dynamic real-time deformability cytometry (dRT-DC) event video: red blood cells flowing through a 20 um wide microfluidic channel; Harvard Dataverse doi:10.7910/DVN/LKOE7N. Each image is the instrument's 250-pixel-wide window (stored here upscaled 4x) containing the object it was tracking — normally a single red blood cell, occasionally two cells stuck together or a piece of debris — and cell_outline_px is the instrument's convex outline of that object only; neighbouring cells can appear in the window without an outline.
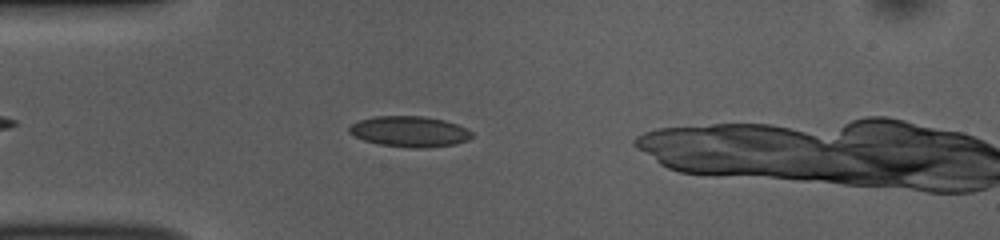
{"species": "common noctule bat (a hibernating species)", "species_latin": "Nyctalus noctula", "temperature_condition": "room temperature", "stored_images_in_passage": 9, "camera_frame_rate_fps": 3000, "um_per_image_px": 0.085, "animal": {"sex": "female", "body_mass_g": 10.0, "forearm_length_mm": 53.1}, "frame": {"image": 1, "passage_image": 7, "time_ms": 2.0, "image_size_px": [1000, 240], "cell_outline_px": [[472, 136], [468, 140], [456, 144], [424, 148], [412, 148], [380, 144], [364, 140], [348, 132], [348, 128], [352, 124], [360, 120], [376, 116], [424, 116], [444, 120], [456, 124], [472, 132]], "centroid_in_image_um": [34.82, 11.18], "position_along_channel_um": 50.2, "area_um2": 21.79}}